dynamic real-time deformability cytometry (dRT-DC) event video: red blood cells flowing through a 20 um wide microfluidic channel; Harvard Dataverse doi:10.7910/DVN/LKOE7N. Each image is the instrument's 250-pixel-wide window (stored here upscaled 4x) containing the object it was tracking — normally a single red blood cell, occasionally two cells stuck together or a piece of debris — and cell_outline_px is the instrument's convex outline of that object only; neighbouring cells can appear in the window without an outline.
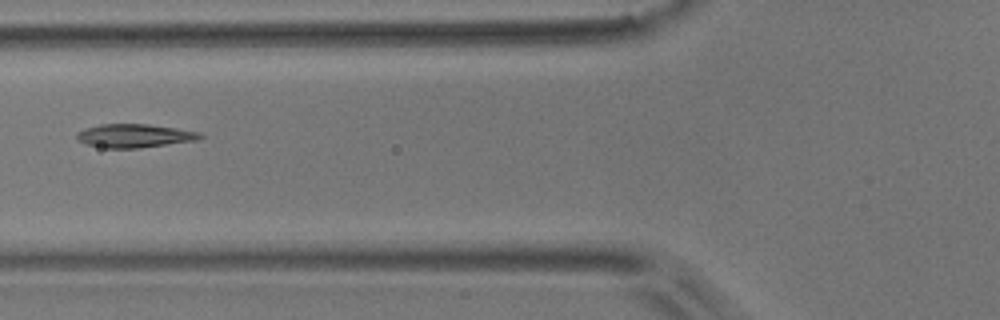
{"species": "common noctule bat (a hibernating species)", "species_latin": "Nyctalus noctula", "temperature_condition": "room temperature", "stored_images_in_passage": 7, "camera_frame_rate_fps": 3000, "um_per_image_px": 0.085, "animal": {"sex": "male", "body_mass_g": 17.9}, "frame": {"image": 1, "passage_image": 6, "time_ms": 1.667, "image_size_px": [1000, 320], "cell_outline_px": [[204, 136], [196, 140], [140, 148], [108, 148], [88, 144], [76, 140], [76, 132], [84, 128], [100, 124], [148, 124], [176, 128], [200, 132]], "centroid_in_image_um": [11.4, 11.53], "position_along_channel_um": 114.4, "area_um2": 16.88}}
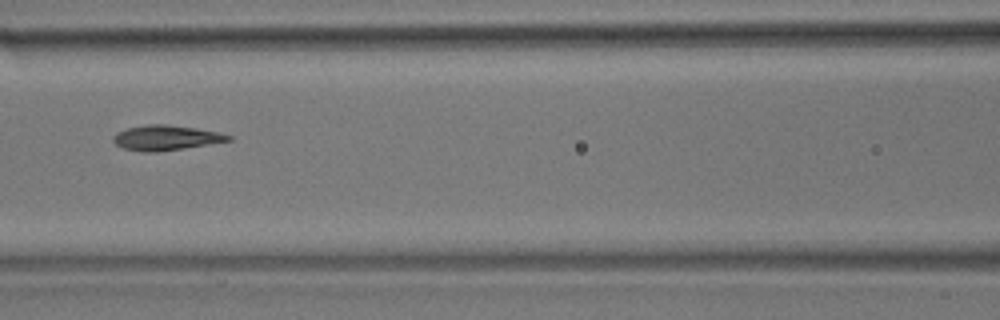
{"frame": {"image": 2, "passage_image": 7, "time_ms": 2.0, "image_size_px": [1000, 320], "cell_outline_px": [[232, 140], [184, 148], [156, 152], [144, 152], [124, 148], [116, 144], [112, 140], [112, 136], [116, 132], [128, 128], [148, 124], [168, 124], [196, 128], [220, 132], [232, 136]], "centroid_in_image_um": [14.1, 11.7], "position_along_channel_um": 152.5, "area_um2": 16.76}}